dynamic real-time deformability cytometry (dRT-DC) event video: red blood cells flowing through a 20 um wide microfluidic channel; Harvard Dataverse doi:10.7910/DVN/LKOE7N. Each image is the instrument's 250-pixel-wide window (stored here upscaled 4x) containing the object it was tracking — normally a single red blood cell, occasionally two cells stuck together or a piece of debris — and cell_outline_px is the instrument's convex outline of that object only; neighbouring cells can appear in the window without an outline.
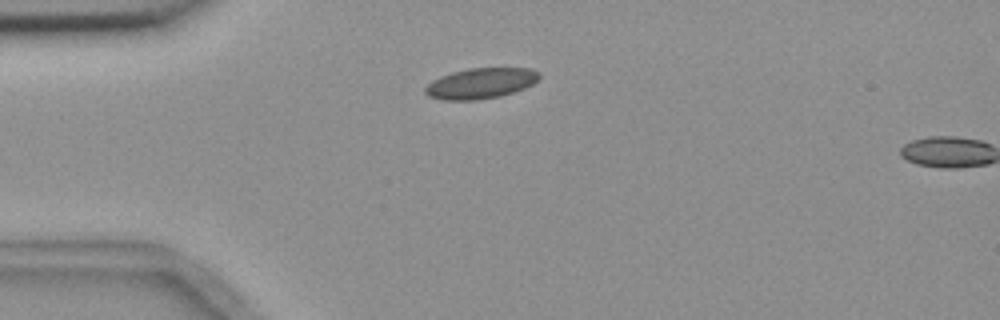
{"species": "common noctule bat (a hibernating species)", "species_latin": "Nyctalus noctula", "temperature_condition": "room temperature", "stored_images_in_passage": 3, "camera_frame_rate_fps": 3000, "um_per_image_px": 0.085, "animal": {"sex": "female", "body_mass_g": 18.4}, "frame": {"image": 1, "passage_image": 2, "time_ms": 2.0, "image_size_px": [1000, 320], "cell_outline_px": [[540, 76], [532, 84], [524, 88], [500, 96], [476, 100], [444, 100], [428, 96], [424, 92], [424, 88], [432, 80], [440, 76], [452, 72], [468, 68], [532, 68], [540, 72]], "centroid_in_image_um": [40.84, 7.07], "position_along_channel_um": 44.2, "area_um2": 20.35}}